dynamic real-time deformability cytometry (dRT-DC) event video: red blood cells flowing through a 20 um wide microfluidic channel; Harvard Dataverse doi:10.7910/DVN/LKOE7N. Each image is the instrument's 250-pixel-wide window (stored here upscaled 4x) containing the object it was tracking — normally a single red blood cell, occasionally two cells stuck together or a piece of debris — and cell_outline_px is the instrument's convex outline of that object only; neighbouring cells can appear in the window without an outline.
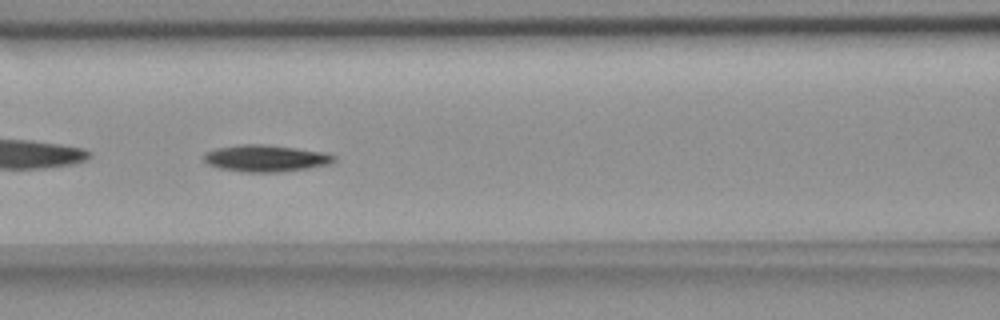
{"species": "common noctule bat (a hibernating species)", "species_latin": "Nyctalus noctula", "temperature_condition": "room temperature", "stored_images_in_passage": 8, "camera_frame_rate_fps": 3000, "um_per_image_px": 0.085, "animal": {"sex": "female", "body_mass_g": 18.4}, "frame": {"image": 1, "passage_image": 6, "time_ms": 7.333, "image_size_px": [1000, 320], "cell_outline_px": [[336, 160], [328, 164], [308, 168], [280, 172], [244, 172], [220, 168], [208, 164], [200, 156], [204, 152], [216, 148], [244, 144], [264, 144], [296, 148], [324, 152], [336, 156]], "centroid_in_image_um": [22.55, 13.45], "position_along_channel_um": 144.0, "area_um2": 20.35}}
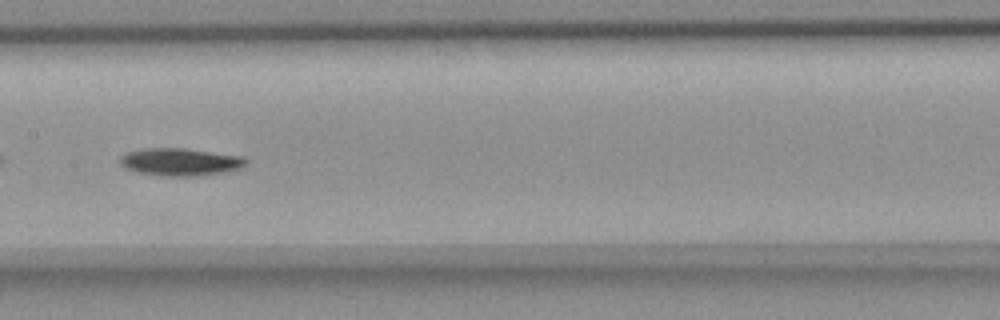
{"frame": {"image": 2, "passage_image": 7, "time_ms": 8.667, "image_size_px": [1000, 320], "cell_outline_px": [[248, 164], [240, 168], [224, 172], [200, 176], [160, 176], [136, 172], [120, 164], [120, 156], [128, 152], [144, 148], [184, 148], [244, 156], [248, 160]], "centroid_in_image_um": [15.36, 13.76], "position_along_channel_um": 192.0, "area_um2": 20.4}}
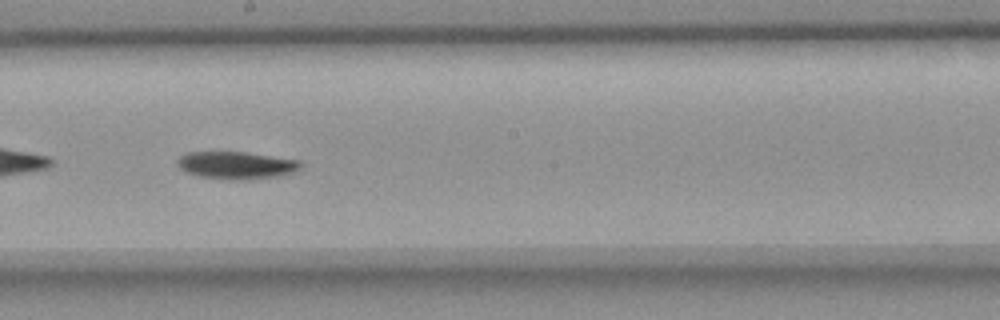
{"frame": {"image": 3, "passage_image": 8, "time_ms": 9.667, "image_size_px": [1000, 320], "cell_outline_px": [[304, 164], [300, 168], [292, 172], [280, 176], [248, 180], [232, 180], [200, 176], [184, 172], [176, 164], [176, 160], [180, 156], [188, 152], [244, 152], [300, 160]], "centroid_in_image_um": [20.09, 14.05], "position_along_channel_um": 228.1, "area_um2": 19.88}}